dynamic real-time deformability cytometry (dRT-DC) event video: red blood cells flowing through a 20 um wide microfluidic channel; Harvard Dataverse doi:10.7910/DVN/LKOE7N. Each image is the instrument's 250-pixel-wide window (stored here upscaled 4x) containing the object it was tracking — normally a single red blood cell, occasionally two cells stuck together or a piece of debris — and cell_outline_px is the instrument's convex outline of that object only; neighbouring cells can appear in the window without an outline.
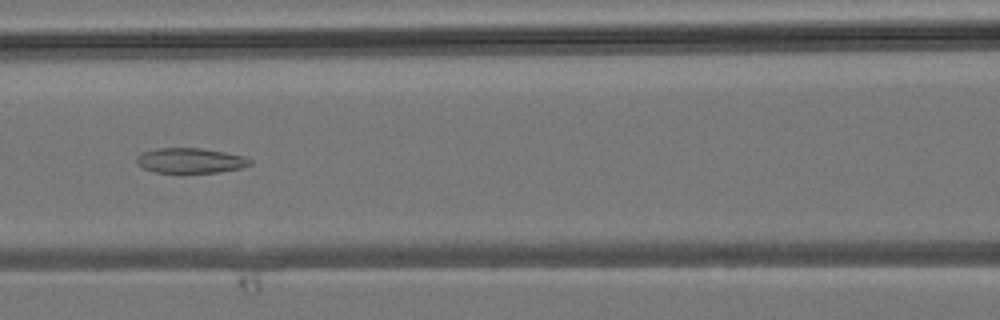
{"species": "common noctule bat (a hibernating species)", "species_latin": "Nyctalus noctula", "temperature_condition": "room temperature", "stored_images_in_passage": 36, "camera_frame_rate_fps": 3000, "um_per_image_px": 0.085, "animal": {"sex": "male", "body_mass_g": 19.2, "forearm_length_mm": 51.8}, "frame": {"image": 1, "passage_image": 15, "time_ms": 4.667, "image_size_px": [1000, 320], "cell_outline_px": [[252, 164], [240, 168], [216, 172], [180, 176], [156, 172], [144, 168], [136, 160], [136, 156], [144, 152], [156, 148], [200, 148], [224, 152], [244, 156], [252, 160]], "centroid_in_image_um": [16.17, 13.69], "position_along_channel_um": 150.4, "area_um2": 17.17}}
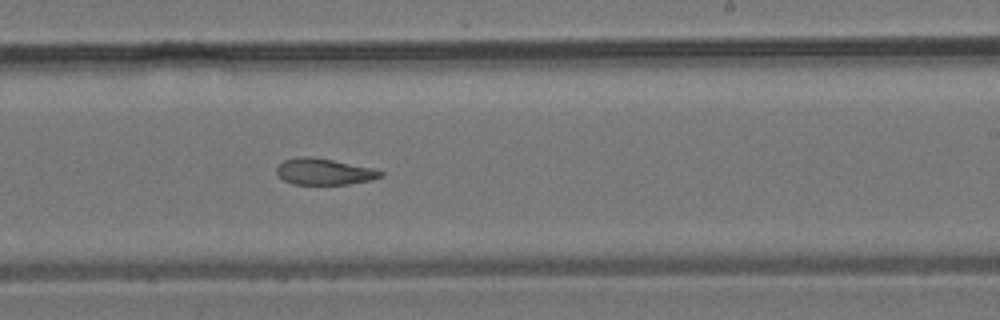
{"frame": {"image": 2, "passage_image": 21, "time_ms": 6.667, "image_size_px": [1000, 320], "cell_outline_px": [[384, 176], [372, 180], [348, 184], [292, 184], [284, 180], [276, 172], [276, 168], [284, 160], [296, 156], [312, 156], [372, 168], [384, 172]], "centroid_in_image_um": [27.55, 14.58], "position_along_channel_um": 261.4, "area_um2": 15.95}}
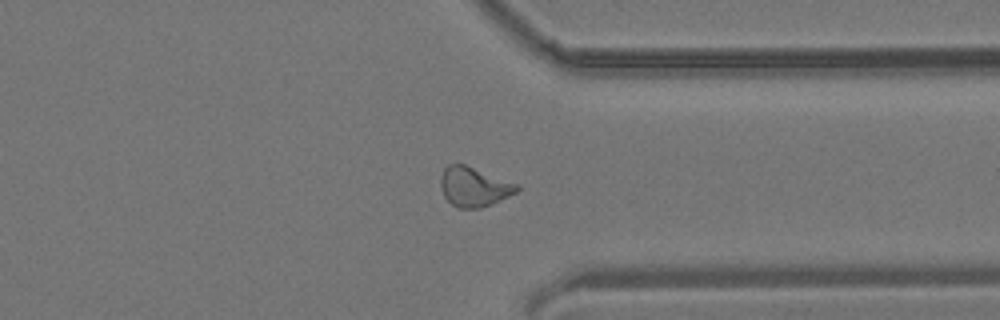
{"frame": {"image": 3, "passage_image": 27, "time_ms": 8.667, "image_size_px": [1000, 320], "cell_outline_px": [[520, 188], [516, 192], [492, 204], [480, 208], [456, 208], [444, 196], [440, 184], [440, 176], [444, 168], [448, 164], [464, 164], [520, 184]], "centroid_in_image_um": [40.29, 15.87], "position_along_channel_um": 371.1, "area_um2": 17.63}}